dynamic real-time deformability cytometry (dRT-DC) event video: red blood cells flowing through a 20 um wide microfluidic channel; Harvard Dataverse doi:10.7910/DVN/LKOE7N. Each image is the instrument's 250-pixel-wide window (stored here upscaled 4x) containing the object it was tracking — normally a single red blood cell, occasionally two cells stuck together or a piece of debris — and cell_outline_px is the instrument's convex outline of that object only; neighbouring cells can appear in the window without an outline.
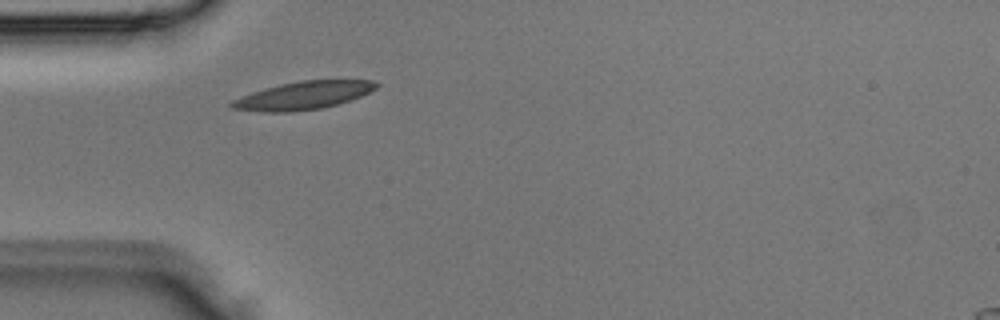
{"species": "Egyptian fruit bat (a non-hibernating species)", "species_latin": "Rousettus aegyptiacus", "temperature_condition": "room temperature", "stored_images_in_passage": 2, "camera_frame_rate_fps": 3000, "um_per_image_px": 0.085, "animal": {"sex": "male"}, "frame": {"image": 1, "passage_image": 2, "time_ms": 0.333, "image_size_px": [1000, 320], "cell_outline_px": [[380, 84], [376, 88], [360, 96], [336, 104], [320, 108], [288, 112], [264, 112], [232, 108], [228, 104], [232, 100], [252, 92], [264, 88], [280, 84], [300, 80], [372, 80]], "centroid_in_image_um": [25.75, 8.1], "position_along_channel_um": 59.3, "area_um2": 23.29}}